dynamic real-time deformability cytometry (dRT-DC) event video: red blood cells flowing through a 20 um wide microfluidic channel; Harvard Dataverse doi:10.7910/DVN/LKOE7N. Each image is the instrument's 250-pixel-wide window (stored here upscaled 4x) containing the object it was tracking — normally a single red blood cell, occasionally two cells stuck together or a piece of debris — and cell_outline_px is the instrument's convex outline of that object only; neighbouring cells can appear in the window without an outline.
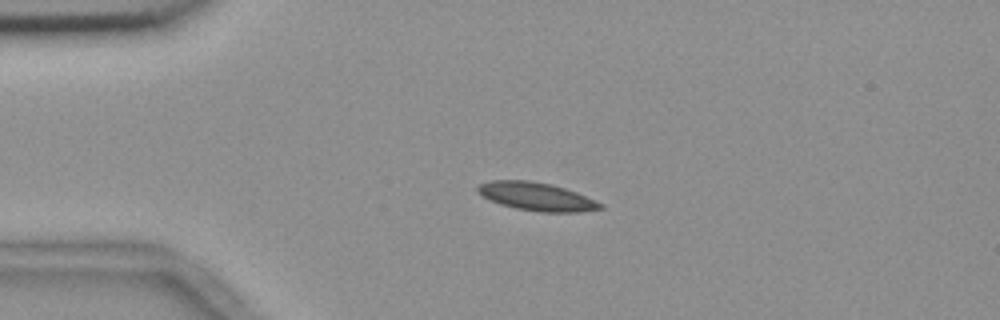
{"species": "common noctule bat (a hibernating species)", "species_latin": "Nyctalus noctula", "temperature_condition": "room temperature", "stored_images_in_passage": 43, "camera_frame_rate_fps": 3000, "um_per_image_px": 0.085, "animal": {"sex": "female", "body_mass_g": 18.4}, "frame": {"image": 1, "passage_image": 1, "time_ms": 0.0, "image_size_px": [1000, 320], "cell_outline_px": [[604, 208], [580, 212], [540, 212], [516, 208], [500, 204], [488, 200], [476, 192], [476, 188], [480, 184], [488, 180], [528, 180], [552, 184], [576, 192], [604, 204]], "centroid_in_image_um": [45.58, 16.7], "position_along_channel_um": 39.4, "area_um2": 20.29}}
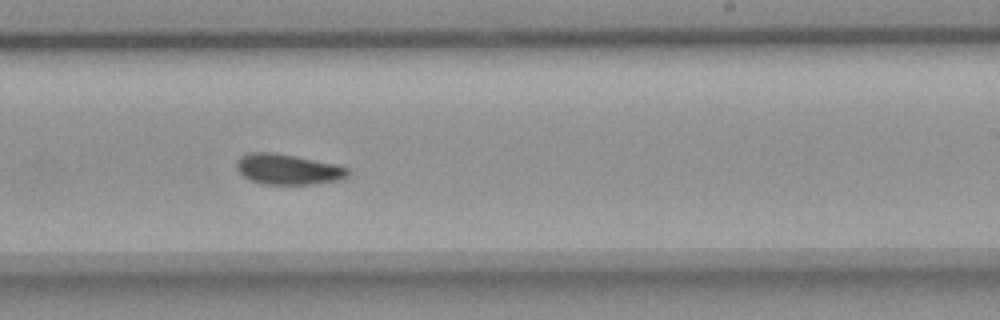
{"frame": {"image": 2, "passage_image": 22, "time_ms": 7.0, "image_size_px": [1000, 320], "cell_outline_px": [[352, 172], [348, 176], [340, 180], [312, 184], [260, 184], [248, 180], [236, 168], [236, 164], [240, 156], [252, 152], [276, 152], [336, 164], [348, 168]], "centroid_in_image_um": [24.49, 14.39], "position_along_channel_um": 264.5, "area_um2": 20.0}}
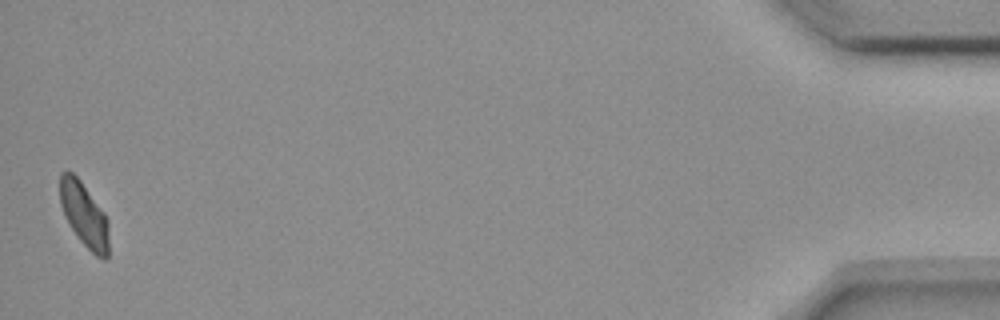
{"frame": {"image": 3, "passage_image": 43, "time_ms": 14.0, "image_size_px": [1000, 320], "cell_outline_px": [[108, 256], [104, 260], [96, 256], [80, 240], [64, 216], [60, 204], [60, 172], [72, 172], [80, 180], [104, 212], [108, 220]], "centroid_in_image_um": [7.15, 18.25], "position_along_channel_um": 428.0, "area_um2": 18.15}}